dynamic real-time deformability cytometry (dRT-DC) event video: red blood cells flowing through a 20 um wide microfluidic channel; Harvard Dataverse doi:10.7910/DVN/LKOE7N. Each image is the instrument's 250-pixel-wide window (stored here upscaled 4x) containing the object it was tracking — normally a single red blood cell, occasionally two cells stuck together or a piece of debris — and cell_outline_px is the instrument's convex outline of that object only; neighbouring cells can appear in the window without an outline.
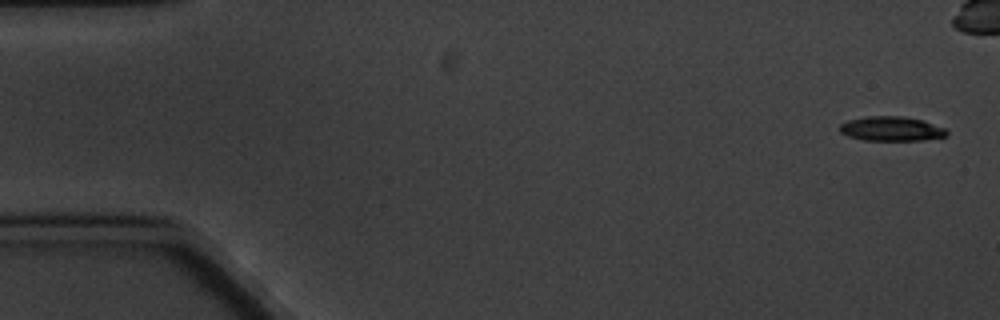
{"species": "common noctule bat (a hibernating species)", "species_latin": "Nyctalus noctula", "temperature_condition": "cold", "stored_images_in_passage": 13, "camera_frame_rate_fps": 3000, "um_per_image_px": 0.085, "animal": {"sex": "male", "body_mass_g": 20.1, "forearm_length_mm": 53.5}, "frame": {"image": 1, "passage_image": 1, "time_ms": 0.0, "image_size_px": [1000, 320], "cell_outline_px": [[948, 136], [920, 140], [864, 140], [848, 136], [840, 132], [840, 124], [848, 120], [868, 116], [900, 116], [924, 120], [944, 128], [948, 132]], "centroid_in_image_um": [75.77, 10.94], "position_along_channel_um": 9.2, "area_um2": 15.2}}
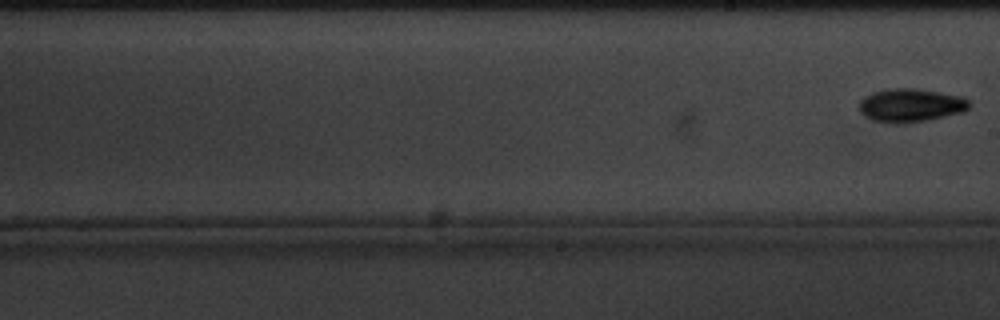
{"frame": {"image": 2, "passage_image": 13, "time_ms": 14.667, "image_size_px": [1000, 320], "cell_outline_px": [[972, 104], [964, 112], [928, 120], [904, 124], [888, 124], [872, 120], [864, 116], [860, 112], [860, 100], [864, 96], [872, 92], [892, 88], [912, 88], [940, 92], [964, 96]], "centroid_in_image_um": [77.41, 8.96], "position_along_channel_um": 211.6, "area_um2": 21.85}}